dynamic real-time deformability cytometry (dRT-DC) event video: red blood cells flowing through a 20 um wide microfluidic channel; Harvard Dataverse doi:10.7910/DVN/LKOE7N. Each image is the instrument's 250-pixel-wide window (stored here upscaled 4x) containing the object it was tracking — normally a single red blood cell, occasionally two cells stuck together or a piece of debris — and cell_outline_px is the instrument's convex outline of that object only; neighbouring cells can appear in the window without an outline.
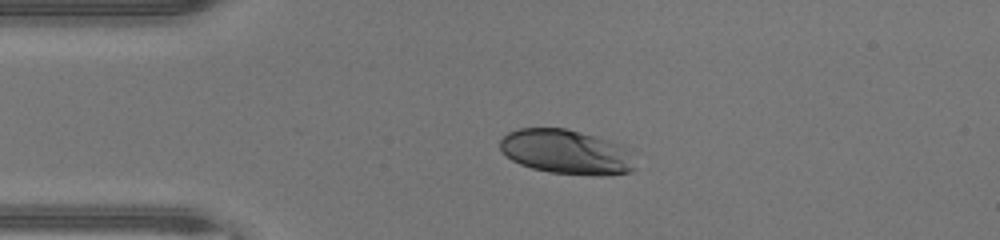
{"species": "human", "species_latin": "Homo sapiens", "temperature_condition": "warm", "stored_images_in_passage": 37, "camera_frame_rate_fps": 3000, "um_per_image_px": 0.085, "donor": {"sex": "male"}, "frame": {"image": 1, "passage_image": 1, "time_ms": 0.0, "image_size_px": [1000, 240], "cell_outline_px": [[636, 168], [632, 172], [600, 176], [596, 176], [548, 172], [532, 168], [520, 164], [512, 160], [500, 148], [500, 140], [508, 132], [520, 128], [564, 128], [580, 132], [616, 144]], "centroid_in_image_um": [48.02, 12.93], "position_along_channel_um": 37.0, "area_um2": 34.04}}
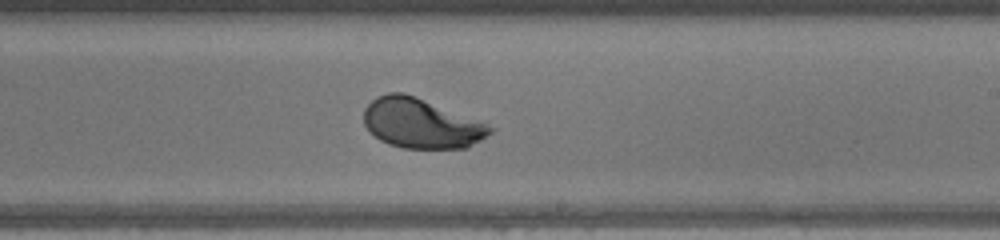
{"frame": {"image": 2, "passage_image": 18, "time_ms": 5.667, "image_size_px": [1000, 240], "cell_outline_px": [[496, 128], [492, 132], [468, 148], [404, 148], [388, 144], [380, 140], [364, 124], [364, 108], [376, 96], [388, 92], [404, 92], [416, 96], [484, 120]], "centroid_in_image_um": [35.86, 10.46], "position_along_channel_um": 253.1, "area_um2": 37.22}}
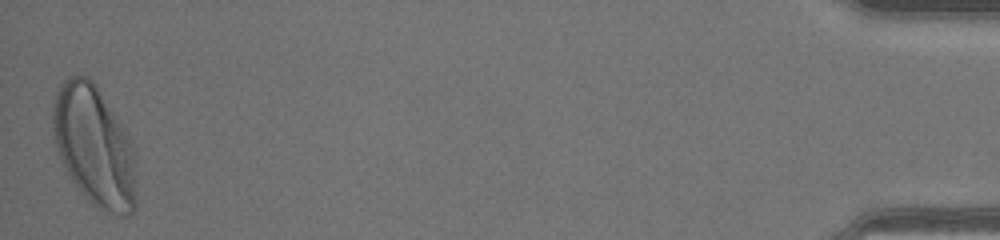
{"frame": {"image": 3, "passage_image": 37, "time_ms": 12.0, "image_size_px": [1000, 240], "cell_outline_px": [[136, 208], [128, 216], [120, 216], [108, 212], [92, 204], [80, 192], [72, 180], [56, 148], [52, 128], [52, 104], [56, 92], [60, 84], [68, 76], [84, 76], [92, 80], [96, 84], [124, 128], [128, 136], [136, 160]], "centroid_in_image_um": [8.02, 12.43], "position_along_channel_um": 427.2, "area_um2": 58.72}, "authors_computed_cell_mechanics": {"area_um2": 37.1654, "velocity_mm_per_s": 4.3775, "shape_relaxation_time_tau1_ms": 2.1452, "shape_relaxation_time_tau2_ms": null, "deformation_change_tau1": 0.1581, "deformation_change_tau2": null}}